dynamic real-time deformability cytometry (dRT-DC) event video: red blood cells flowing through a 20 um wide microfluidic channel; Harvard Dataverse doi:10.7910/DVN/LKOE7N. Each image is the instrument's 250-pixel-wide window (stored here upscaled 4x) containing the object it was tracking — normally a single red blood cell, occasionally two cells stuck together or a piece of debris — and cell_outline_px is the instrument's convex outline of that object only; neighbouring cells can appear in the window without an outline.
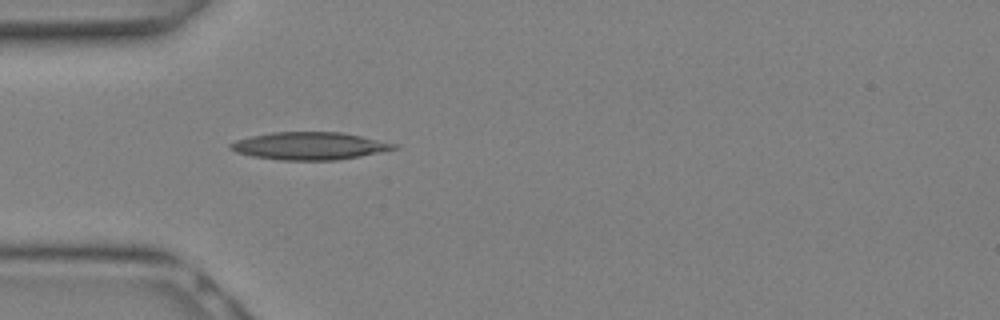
{"species": "Egyptian fruit bat (a non-hibernating species)", "species_latin": "Rousettus aegyptiacus", "temperature_condition": "warm", "stored_images_in_passage": 1, "camera_frame_rate_fps": 3000, "um_per_image_px": 0.085, "animal": {"sex": "female"}, "frame": {"image": 1, "passage_image": 1, "time_ms": 0.0, "image_size_px": [1000, 320], "cell_outline_px": [[400, 148], [360, 156], [336, 160], [280, 160], [252, 156], [236, 152], [228, 148], [228, 144], [236, 140], [252, 136], [272, 132], [340, 132], [400, 144]], "centroid_in_image_um": [26.32, 12.4], "position_along_channel_um": 58.7, "area_um2": 26.3}}